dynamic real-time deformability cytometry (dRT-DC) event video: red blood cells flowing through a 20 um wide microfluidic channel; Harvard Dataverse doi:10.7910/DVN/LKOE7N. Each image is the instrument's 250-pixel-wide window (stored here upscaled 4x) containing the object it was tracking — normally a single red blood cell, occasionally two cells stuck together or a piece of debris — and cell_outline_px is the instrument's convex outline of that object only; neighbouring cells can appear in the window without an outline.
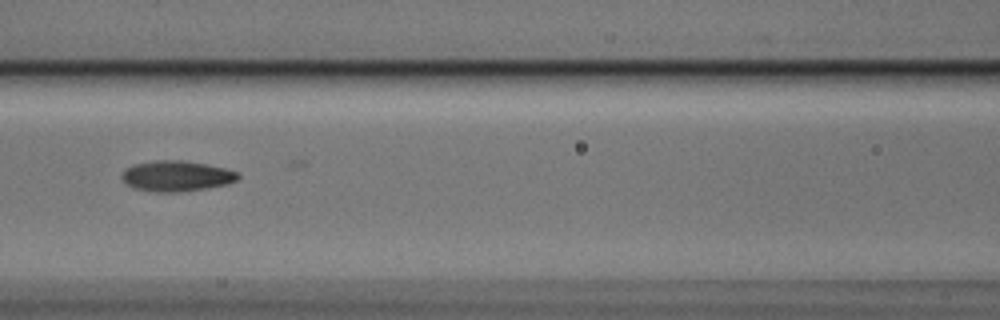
{"species": "Egyptian fruit bat (a non-hibernating species)", "species_latin": "Rousettus aegyptiacus", "temperature_condition": "cold", "stored_images_in_passage": 9, "camera_frame_rate_fps": 3000, "um_per_image_px": 0.085, "animal": {"sex": "male"}, "frame": {"image": 1, "passage_image": 7, "time_ms": 2.0, "image_size_px": [1000, 320], "cell_outline_px": [[240, 176], [236, 180], [228, 184], [208, 188], [180, 192], [156, 192], [132, 188], [124, 184], [120, 176], [124, 168], [132, 164], [152, 160], [180, 160], [204, 164], [224, 168], [236, 172]], "centroid_in_image_um": [14.91, 14.97], "position_along_channel_um": 151.7, "area_um2": 20.98}}
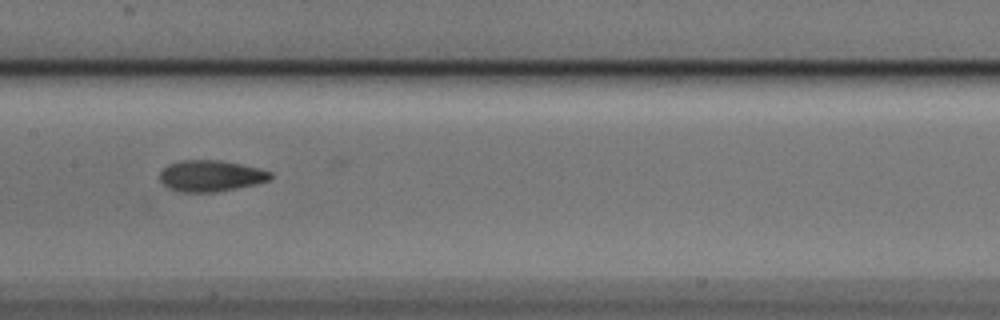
{"frame": {"image": 2, "passage_image": 8, "time_ms": 2.333, "image_size_px": [1000, 320], "cell_outline_px": [[272, 176], [268, 180], [256, 184], [216, 192], [180, 192], [168, 188], [160, 180], [160, 172], [168, 164], [180, 160], [220, 160], [240, 164], [272, 172]], "centroid_in_image_um": [17.88, 14.95], "position_along_channel_um": 189.5, "area_um2": 20.06}}
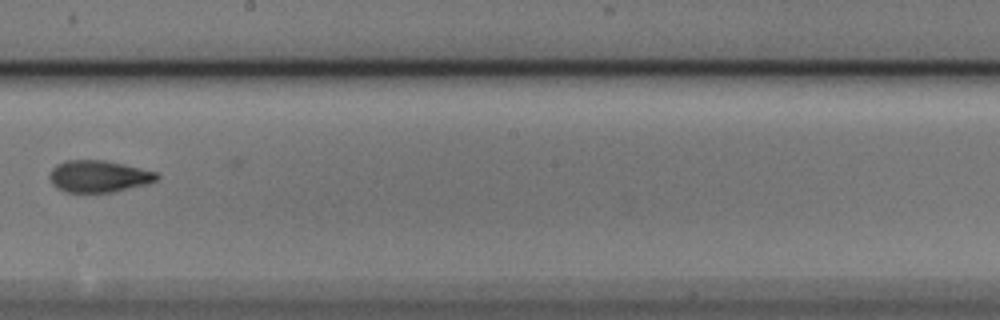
{"frame": {"image": 3, "passage_image": 9, "time_ms": 2.667, "image_size_px": [1000, 320], "cell_outline_px": [[160, 176], [156, 180], [148, 184], [112, 192], [64, 192], [56, 188], [52, 184], [48, 176], [52, 168], [56, 164], [64, 160], [104, 160], [124, 164], [156, 172]], "centroid_in_image_um": [8.35, 14.98], "position_along_channel_um": 239.8, "area_um2": 20.06}}